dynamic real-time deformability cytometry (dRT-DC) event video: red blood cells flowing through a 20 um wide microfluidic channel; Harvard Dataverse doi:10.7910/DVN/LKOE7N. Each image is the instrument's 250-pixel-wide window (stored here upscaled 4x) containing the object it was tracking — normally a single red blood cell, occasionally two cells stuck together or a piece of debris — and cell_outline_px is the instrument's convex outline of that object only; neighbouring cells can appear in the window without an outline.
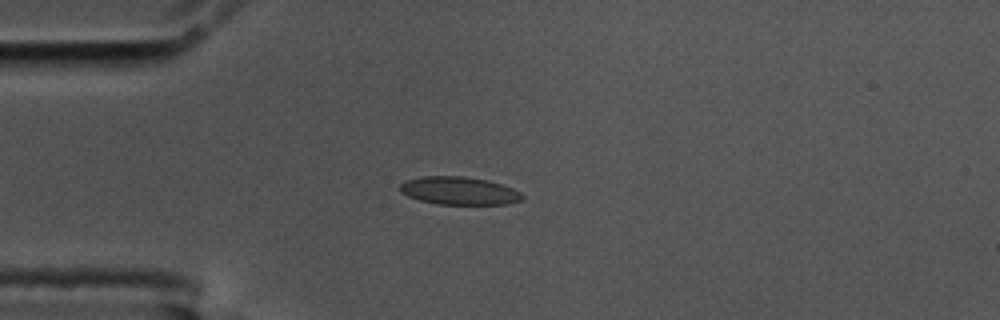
{"species": "common noctule bat (a hibernating species)", "species_latin": "Nyctalus noctula", "temperature_condition": "cold", "stored_images_in_passage": 43, "camera_frame_rate_fps": 3000, "um_per_image_px": 0.085, "animal": {"sex": "male", "body_mass_g": 17.5, "forearm_length_mm": 52.3}, "frame": {"image": 1, "passage_image": 1, "time_ms": 0.0, "image_size_px": [1000, 320], "cell_outline_px": [[524, 196], [520, 200], [508, 204], [440, 204], [420, 200], [408, 196], [400, 192], [400, 184], [408, 180], [420, 176], [464, 176], [488, 180], [512, 188], [520, 192]], "centroid_in_image_um": [39.02, 16.21], "position_along_channel_um": 46.0, "area_um2": 19.77}}
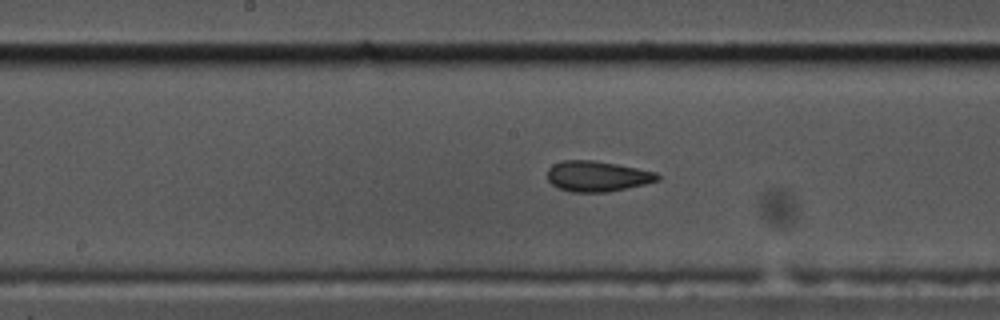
{"frame": {"image": 2, "passage_image": 15, "time_ms": 4.667, "image_size_px": [1000, 320], "cell_outline_px": [[660, 180], [644, 184], [608, 192], [572, 192], [556, 188], [548, 180], [548, 168], [552, 164], [564, 160], [592, 160], [616, 164], [656, 172], [660, 176]], "centroid_in_image_um": [50.74, 14.98], "position_along_channel_um": 197.5, "area_um2": 19.59}}
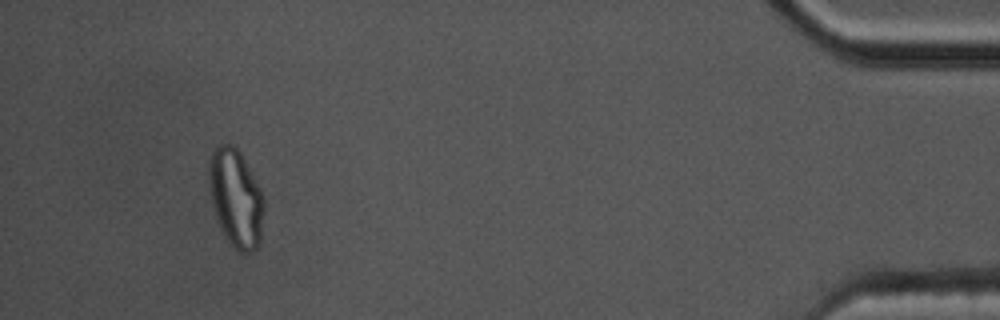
{"frame": {"image": 3, "passage_image": 39, "time_ms": 12.667, "image_size_px": [1000, 320], "cell_outline_px": [[264, 212], [260, 244], [256, 252], [240, 252], [228, 240], [216, 216], [212, 204], [208, 180], [208, 168], [212, 152], [220, 144], [232, 144], [240, 152], [260, 188], [264, 196]], "centroid_in_image_um": [20.07, 16.85], "position_along_channel_um": 415.1, "area_um2": 31.27}, "authors_computed_cell_mechanics": {"area_um2": 19.941, "velocity_mm_per_s": 3.5704, "shape_relaxation_time_tau1_ms": null, "shape_relaxation_time_tau2_ms": 1.4205, "deformation_change_tau1": null, "deformation_change_tau2": 0.0634}}